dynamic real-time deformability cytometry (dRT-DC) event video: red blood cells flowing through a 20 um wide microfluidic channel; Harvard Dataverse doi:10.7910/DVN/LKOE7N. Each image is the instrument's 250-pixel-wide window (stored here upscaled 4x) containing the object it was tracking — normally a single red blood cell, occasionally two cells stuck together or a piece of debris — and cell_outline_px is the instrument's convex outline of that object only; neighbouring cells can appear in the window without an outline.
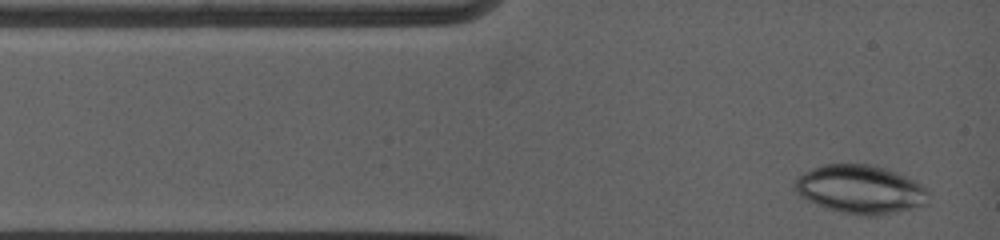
{"species": "common noctule bat (a hibernating species)", "species_latin": "Nyctalus noctula", "temperature_condition": "warm", "stored_images_in_passage": 7, "camera_frame_rate_fps": 5000, "um_per_image_px": 0.085, "animal": {"sex": "female", "body_mass_g": 19.0, "forearm_length_mm": 53.3}, "frame": {"image": 1, "passage_image": 1, "time_ms": 0.0, "image_size_px": [1000, 240], "cell_outline_px": [[928, 204], [880, 216], [864, 216], [844, 212], [828, 208], [816, 204], [800, 196], [796, 192], [792, 184], [804, 172], [812, 168], [824, 164], [868, 164], [884, 168], [896, 172], [916, 180], [928, 188]], "centroid_in_image_um": [73.16, 16.09], "position_along_channel_um": 11.8, "area_um2": 37.92}}
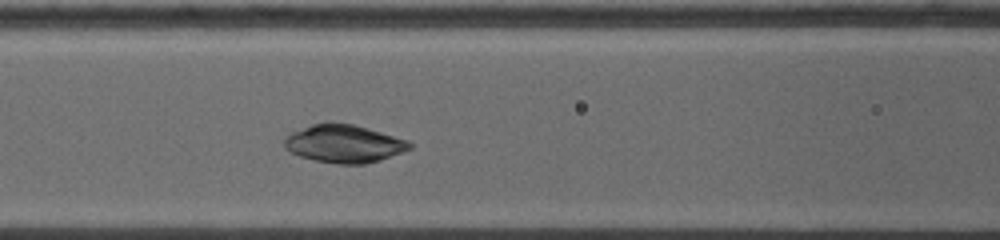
{"frame": {"image": 2, "passage_image": 6, "time_ms": 4.2, "image_size_px": [1000, 240], "cell_outline_px": [[412, 148], [380, 160], [364, 164], [336, 164], [316, 160], [300, 156], [284, 148], [284, 140], [292, 132], [312, 124], [328, 120], [332, 120], [352, 124], [368, 128], [408, 140], [412, 144]], "centroid_in_image_um": [29.23, 12.19], "position_along_channel_um": 137.4, "area_um2": 27.8}}